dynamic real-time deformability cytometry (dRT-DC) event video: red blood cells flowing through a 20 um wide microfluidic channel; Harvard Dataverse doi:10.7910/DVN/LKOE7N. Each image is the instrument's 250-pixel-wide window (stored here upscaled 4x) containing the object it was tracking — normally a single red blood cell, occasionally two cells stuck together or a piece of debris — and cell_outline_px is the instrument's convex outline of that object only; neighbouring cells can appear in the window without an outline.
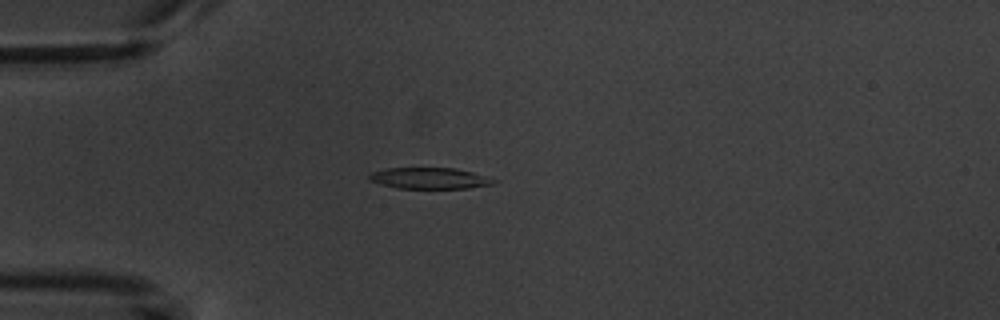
{"species": "common noctule bat (a hibernating species)", "species_latin": "Nyctalus noctula", "temperature_condition": "warm", "stored_images_in_passage": 4, "camera_frame_rate_fps": 3000, "um_per_image_px": 0.085, "animal": {"sex": "male", "body_mass_g": 20.1, "forearm_length_mm": 53.5}, "frame": {"image": 1, "passage_image": 4, "time_ms": 3.333, "image_size_px": [1000, 320], "cell_outline_px": [[496, 184], [468, 188], [396, 188], [380, 184], [368, 180], [368, 176], [372, 172], [384, 168], [456, 168], [472, 172], [496, 180]], "centroid_in_image_um": [36.48, 15.15], "position_along_channel_um": 48.5, "area_um2": 15.37}}